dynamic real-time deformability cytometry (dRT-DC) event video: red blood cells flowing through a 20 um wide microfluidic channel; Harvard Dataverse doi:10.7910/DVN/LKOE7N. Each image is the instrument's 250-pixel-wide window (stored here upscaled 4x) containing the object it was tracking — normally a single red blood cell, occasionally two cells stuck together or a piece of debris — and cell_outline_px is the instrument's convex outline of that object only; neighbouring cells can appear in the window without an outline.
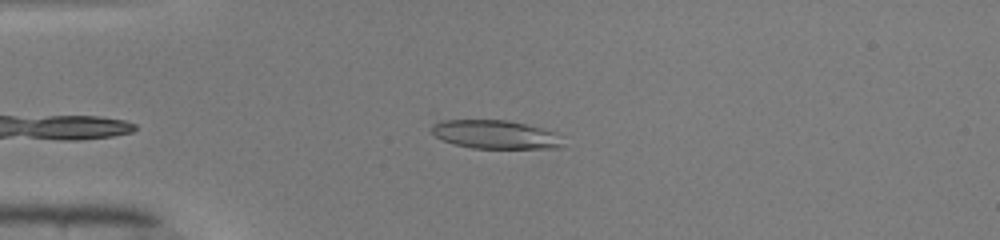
{"species": "common noctule bat (a hibernating species)", "species_latin": "Nyctalus noctula", "temperature_condition": "warm", "stored_images_in_passage": 35, "camera_frame_rate_fps": 3000, "um_per_image_px": 0.085, "animal": {"sex": "male", "body_mass_g": 19.0, "forearm_length_mm": 50.8}, "frame": {"image": 1, "passage_image": 2, "time_ms": 0.333, "image_size_px": [1000, 240], "cell_outline_px": [[564, 148], [472, 148], [452, 144], [440, 140], [432, 132], [432, 124], [440, 120], [508, 120], [556, 132], [564, 144]], "centroid_in_image_um": [42.09, 11.44], "position_along_channel_um": 42.9, "area_um2": 21.96}}
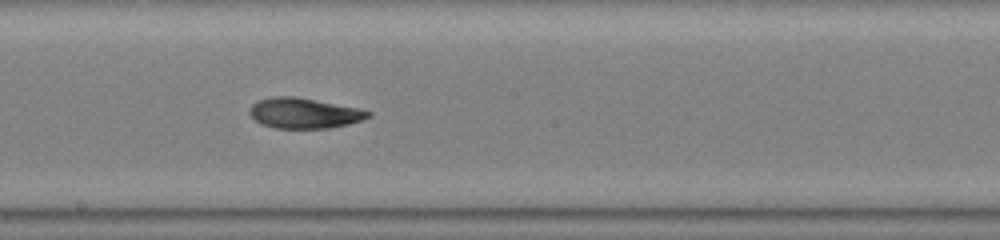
{"frame": {"image": 2, "passage_image": 17, "time_ms": 5.333, "image_size_px": [1000, 240], "cell_outline_px": [[372, 116], [364, 120], [348, 124], [328, 128], [276, 128], [260, 124], [248, 112], [252, 104], [260, 100], [272, 96], [296, 96], [360, 108], [372, 112]], "centroid_in_image_um": [25.89, 9.61], "position_along_channel_um": 222.3, "area_um2": 21.15}}
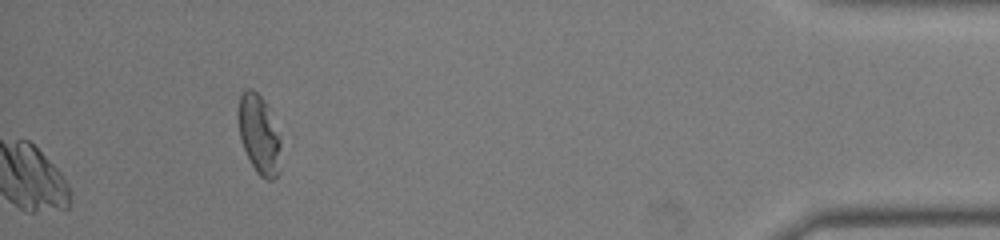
{"frame": {"image": 3, "passage_image": 35, "time_ms": 11.333, "image_size_px": [1000, 240], "cell_outline_px": [[280, 172], [272, 180], [264, 180], [256, 172], [244, 148], [240, 136], [236, 112], [240, 96], [248, 88], [252, 88], [264, 100], [280, 136]], "centroid_in_image_um": [22.01, 11.44], "position_along_channel_um": 413.2, "area_um2": 19.65}, "authors_computed_cell_mechanics": {"area_um2": 21.386, "velocity_mm_per_s": 4.1207, "shape_relaxation_time_tau1_ms": 4.9249, "shape_relaxation_time_tau2_ms": 2.7577, "deformation_change_tau1": 0.2187, "deformation_change_tau2": 0.1002}}